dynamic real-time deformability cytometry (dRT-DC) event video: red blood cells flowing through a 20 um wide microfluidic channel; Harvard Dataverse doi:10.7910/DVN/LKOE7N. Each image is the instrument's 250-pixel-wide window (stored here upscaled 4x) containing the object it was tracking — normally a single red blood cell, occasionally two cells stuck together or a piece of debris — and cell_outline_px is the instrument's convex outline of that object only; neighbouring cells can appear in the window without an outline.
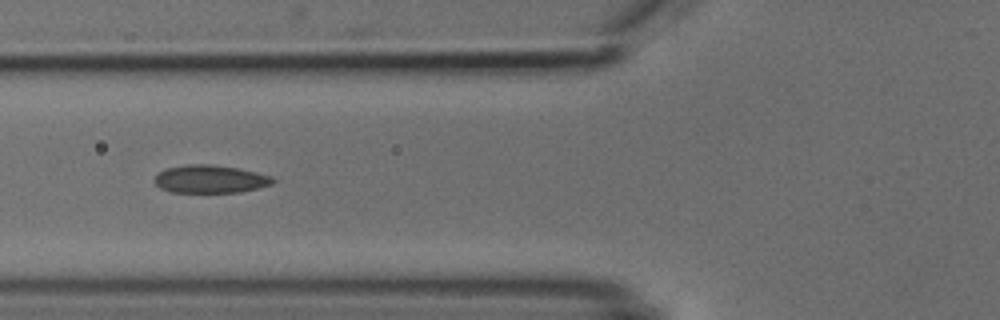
{"species": "common noctule bat (a hibernating species)", "species_latin": "Nyctalus noctula", "temperature_condition": "cold", "stored_images_in_passage": 5, "camera_frame_rate_fps": 3000, "um_per_image_px": 0.085, "animal": {"sex": "male", "body_mass_g": 18.8}, "frame": {"image": 1, "passage_image": 5, "time_ms": 4.667, "image_size_px": [1000, 320], "cell_outline_px": [[276, 180], [272, 184], [240, 192], [172, 192], [160, 188], [152, 180], [164, 168], [188, 164], [208, 164], [236, 168], [256, 172], [272, 176]], "centroid_in_image_um": [17.85, 15.22], "position_along_channel_um": 108.0, "area_um2": 19.19}}